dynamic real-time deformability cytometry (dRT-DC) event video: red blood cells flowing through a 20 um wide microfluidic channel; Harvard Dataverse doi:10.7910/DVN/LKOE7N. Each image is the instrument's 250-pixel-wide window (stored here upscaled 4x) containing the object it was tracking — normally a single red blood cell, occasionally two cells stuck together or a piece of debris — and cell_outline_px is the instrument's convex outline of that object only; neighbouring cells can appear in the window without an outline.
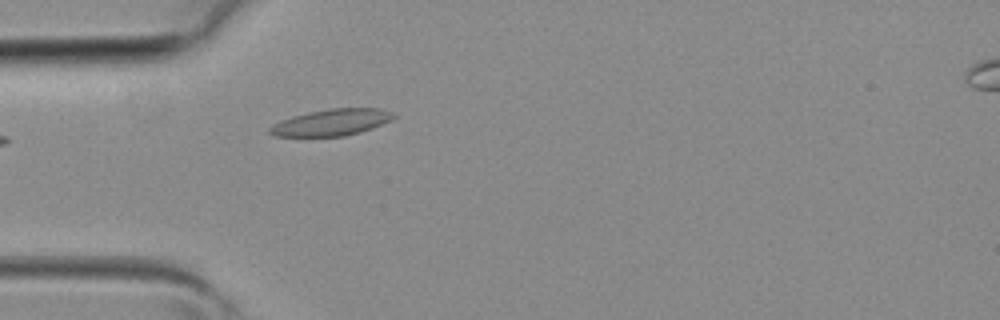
{"species": "common noctule bat (a hibernating species)", "species_latin": "Nyctalus noctula", "temperature_condition": "room temperature", "stored_images_in_passage": 4, "camera_frame_rate_fps": 3000, "um_per_image_px": 0.085, "animal": {"sex": "female", "body_mass_g": 19.3, "forearm_length_mm": 54.1}, "frame": {"image": 1, "passage_image": 3, "time_ms": 0.667, "image_size_px": [1000, 320], "cell_outline_px": [[396, 116], [372, 128], [360, 132], [344, 136], [272, 136], [268, 132], [268, 128], [272, 124], [280, 120], [292, 116], [308, 112], [328, 108], [380, 108], [392, 112]], "centroid_in_image_um": [28.11, 10.4], "position_along_channel_um": 56.9, "area_um2": 19.13}}